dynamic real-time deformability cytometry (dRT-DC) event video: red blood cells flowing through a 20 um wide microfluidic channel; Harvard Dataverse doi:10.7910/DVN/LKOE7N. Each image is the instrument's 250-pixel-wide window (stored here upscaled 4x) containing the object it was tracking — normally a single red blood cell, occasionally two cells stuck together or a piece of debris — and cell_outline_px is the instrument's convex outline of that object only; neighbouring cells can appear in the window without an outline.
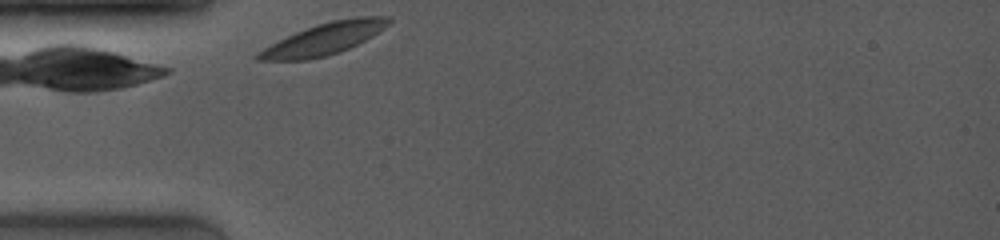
{"species": "common noctule bat (a hibernating species)", "species_latin": "Nyctalus noctula", "temperature_condition": "room temperature", "stored_images_in_passage": 37, "camera_frame_rate_fps": 4000, "um_per_image_px": 0.085, "animal": {"sex": "female", "body_mass_g": 19.0, "forearm_length_mm": 53.3}, "frame": {"image": 1, "passage_image": 1, "time_ms": 0.0, "image_size_px": [1000, 240], "cell_outline_px": [[392, 20], [384, 28], [372, 36], [340, 52], [328, 56], [308, 60], [256, 60], [252, 56], [256, 52], [296, 32], [332, 20], [356, 16], [392, 16]], "centroid_in_image_um": [27.55, 3.31], "position_along_channel_um": 57.4, "area_um2": 23.87}}
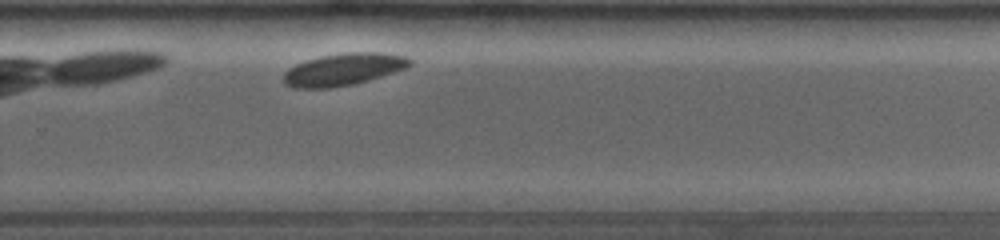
{"frame": {"image": 2, "passage_image": 31, "time_ms": 6.75, "image_size_px": [1000, 240], "cell_outline_px": [[412, 64], [408, 68], [368, 80], [352, 84], [328, 88], [292, 88], [284, 84], [280, 76], [288, 68], [296, 64], [320, 56], [348, 52], [380, 52], [404, 56], [412, 60]], "centroid_in_image_um": [29.16, 5.9], "position_along_channel_um": 300.6, "area_um2": 23.81}}
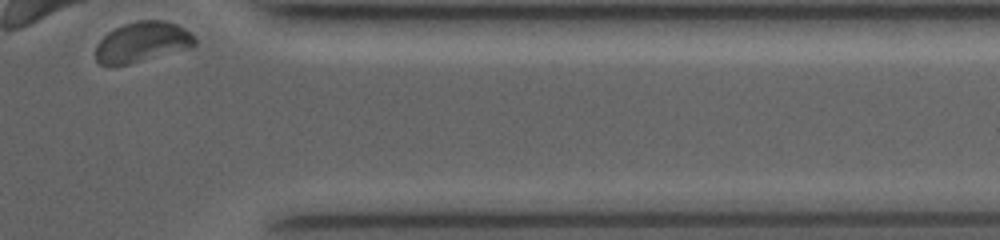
{"frame": {"image": 3, "passage_image": 37, "time_ms": 9.5, "image_size_px": [1000, 240], "cell_outline_px": [[196, 44], [192, 48], [112, 68], [108, 68], [100, 64], [96, 60], [96, 44], [108, 32], [124, 24], [136, 20], [164, 20], [176, 24], [184, 28], [196, 40]], "centroid_in_image_um": [12.06, 3.6], "position_along_channel_um": 399.3, "area_um2": 23.58}}